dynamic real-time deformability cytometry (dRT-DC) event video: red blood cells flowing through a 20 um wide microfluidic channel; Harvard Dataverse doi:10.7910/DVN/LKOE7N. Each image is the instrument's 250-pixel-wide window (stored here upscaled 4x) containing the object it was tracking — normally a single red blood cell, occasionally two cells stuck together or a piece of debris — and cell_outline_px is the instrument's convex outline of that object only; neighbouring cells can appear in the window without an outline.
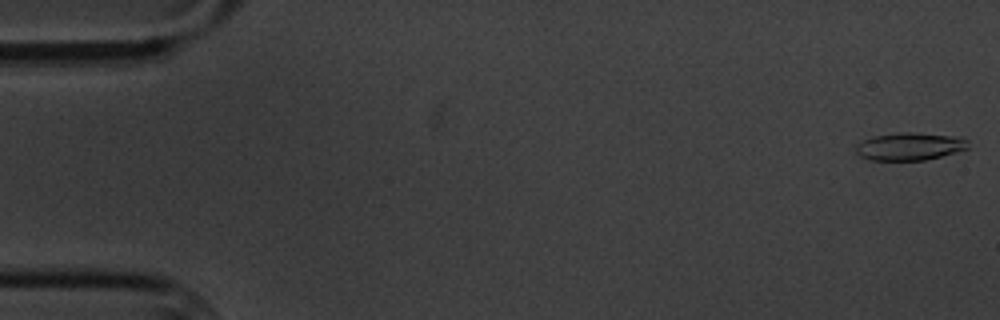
{"species": "common noctule bat (a hibernating species)", "species_latin": "Nyctalus noctula", "temperature_condition": "cold", "stored_images_in_passage": 11, "camera_frame_rate_fps": 3000, "um_per_image_px": 0.085, "animal": {"sex": "male", "body_mass_g": 20.1, "forearm_length_mm": 53.5}, "frame": {"image": 1, "passage_image": 1, "time_ms": 0.0, "image_size_px": [1000, 320], "cell_outline_px": [[968, 148], [956, 152], [924, 160], [872, 160], [860, 156], [856, 152], [856, 148], [864, 140], [872, 136], [900, 132], [912, 132], [964, 136], [968, 140]], "centroid_in_image_um": [77.39, 12.43], "position_along_channel_um": 7.6, "area_um2": 18.15}}
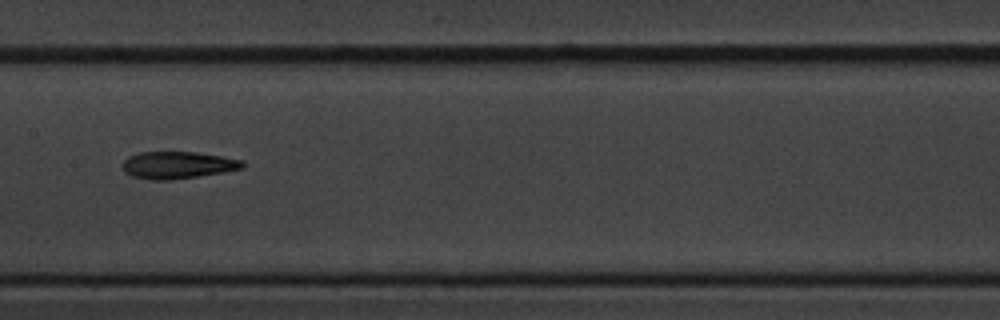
{"frame": {"image": 2, "passage_image": 8, "time_ms": 9.333, "image_size_px": [1000, 320], "cell_outline_px": [[244, 168], [224, 172], [172, 180], [152, 180], [132, 176], [124, 172], [120, 164], [128, 156], [140, 152], [196, 152], [244, 160]], "centroid_in_image_um": [15.08, 14.03], "position_along_channel_um": 192.3, "area_um2": 19.13}}
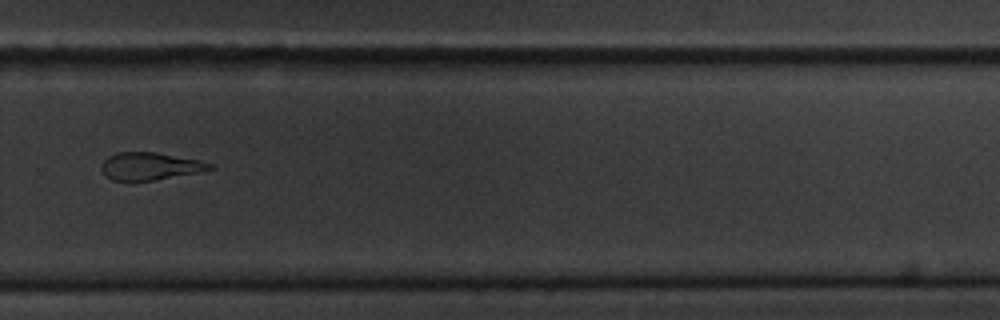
{"frame": {"image": 3, "passage_image": 11, "time_ms": 13.0, "image_size_px": [1000, 320], "cell_outline_px": [[216, 168], [200, 172], [152, 180], [112, 180], [100, 168], [104, 160], [108, 156], [116, 152], [156, 152], [200, 160], [212, 164]], "centroid_in_image_um": [12.78, 14.11], "position_along_channel_um": 317.0, "area_um2": 17.22}}